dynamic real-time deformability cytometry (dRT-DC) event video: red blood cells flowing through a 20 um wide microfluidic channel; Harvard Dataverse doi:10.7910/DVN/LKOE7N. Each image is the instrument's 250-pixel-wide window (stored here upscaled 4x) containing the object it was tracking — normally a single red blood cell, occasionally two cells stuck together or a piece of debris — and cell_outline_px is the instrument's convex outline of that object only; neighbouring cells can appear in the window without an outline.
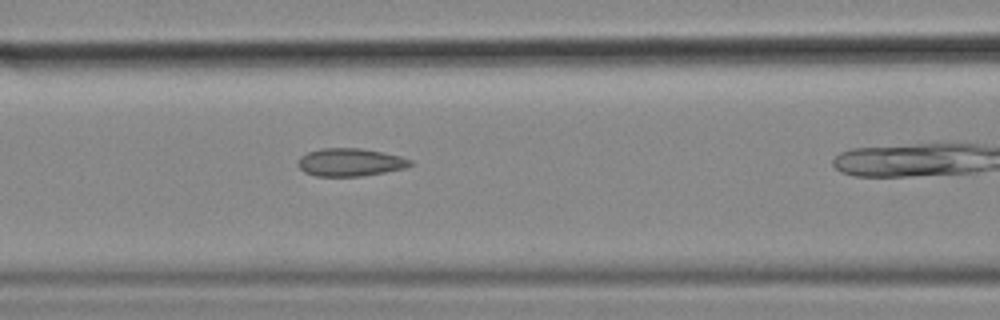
{"species": "common noctule bat (a hibernating species)", "species_latin": "Nyctalus noctula", "temperature_condition": "cold", "stored_images_in_passage": 32, "camera_frame_rate_fps": 3000, "um_per_image_px": 0.085, "animal": {"sex": "female", "body_mass_g": 18.4}, "frame": {"image": 1, "passage_image": 10, "time_ms": 3.0, "image_size_px": [1000, 320], "cell_outline_px": [[416, 164], [404, 168], [384, 172], [360, 176], [316, 176], [304, 172], [296, 164], [296, 160], [300, 156], [308, 152], [320, 148], [360, 148], [400, 156], [412, 160]], "centroid_in_image_um": [29.73, 13.79], "position_along_channel_um": 136.9, "area_um2": 18.32}}
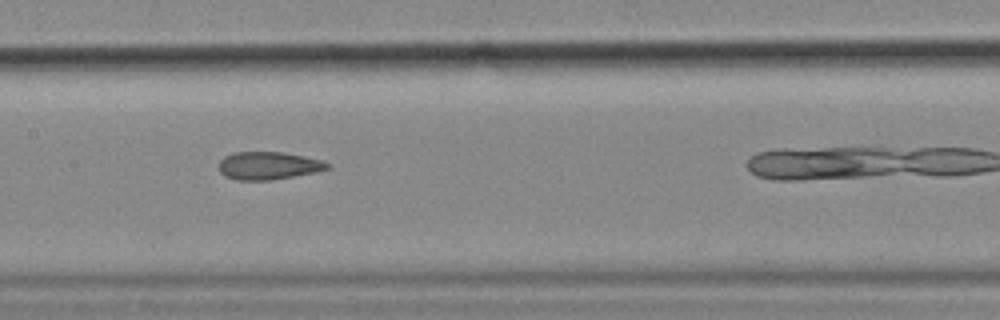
{"frame": {"image": 2, "passage_image": 14, "time_ms": 4.333, "image_size_px": [1000, 320], "cell_outline_px": [[332, 164], [328, 168], [312, 172], [272, 180], [236, 180], [224, 176], [220, 172], [220, 160], [224, 156], [236, 152], [284, 152], [304, 156], [320, 160]], "centroid_in_image_um": [22.78, 14.07], "position_along_channel_um": 184.6, "area_um2": 17.4}}